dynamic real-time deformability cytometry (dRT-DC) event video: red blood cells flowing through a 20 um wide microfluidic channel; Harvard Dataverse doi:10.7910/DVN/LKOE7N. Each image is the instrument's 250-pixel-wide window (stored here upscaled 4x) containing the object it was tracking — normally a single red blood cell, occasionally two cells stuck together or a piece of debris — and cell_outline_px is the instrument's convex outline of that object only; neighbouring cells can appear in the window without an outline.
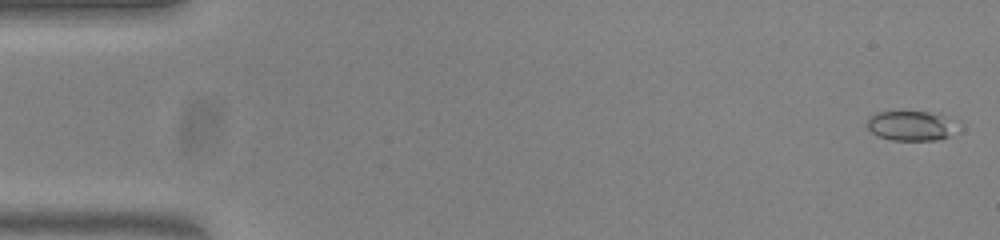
{"species": "common noctule bat (a hibernating species)", "species_latin": "Nyctalus noctula", "temperature_condition": "warm", "stored_images_in_passage": 50, "camera_frame_rate_fps": 3000, "um_per_image_px": 0.085, "animal": {"sex": "female", "body_mass_g": 23.0, "forearm_length_mm": 53.4}, "frame": {"image": 1, "passage_image": 2, "time_ms": 0.333, "image_size_px": [1000, 240], "cell_outline_px": [[948, 136], [936, 140], [892, 140], [876, 136], [864, 124], [868, 116], [876, 112], [928, 112], [940, 116], [948, 120]], "centroid_in_image_um": [77.16, 10.69], "position_along_channel_um": 7.8, "area_um2": 14.85}}
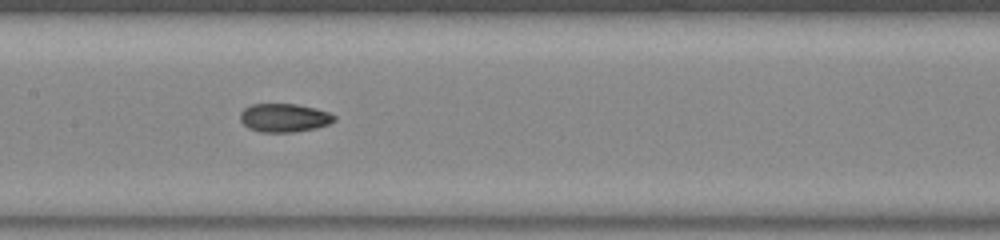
{"frame": {"image": 2, "passage_image": 27, "time_ms": 8.667, "image_size_px": [1000, 240], "cell_outline_px": [[336, 120], [328, 124], [316, 128], [292, 132], [260, 132], [248, 128], [240, 120], [240, 112], [244, 108], [252, 104], [296, 104], [316, 108], [328, 112], [336, 116]], "centroid_in_image_um": [24.15, 10.01], "position_along_channel_um": 183.2, "area_um2": 15.66}}
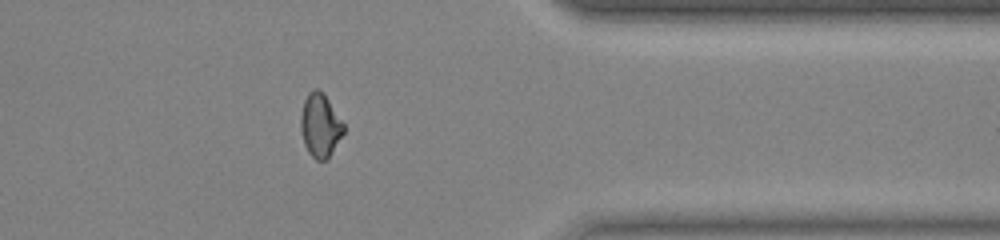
{"frame": {"image": 3, "passage_image": 44, "time_ms": 14.333, "image_size_px": [1000, 240], "cell_outline_px": [[344, 132], [328, 156], [324, 160], [316, 160], [308, 152], [304, 144], [300, 128], [300, 116], [304, 100], [308, 92], [316, 88], [324, 92], [344, 124]], "centroid_in_image_um": [27.19, 10.61], "position_along_channel_um": 384.2, "area_um2": 15.78}, "authors_computed_cell_mechanics": {"area_um2": 15.4037, "velocity_mm_per_s": 3.8116, "shape_relaxation_time_tau1_ms": null, "shape_relaxation_time_tau2_ms": 2.2626, "deformation_change_tau1": null, "deformation_change_tau2": 0.0712}}